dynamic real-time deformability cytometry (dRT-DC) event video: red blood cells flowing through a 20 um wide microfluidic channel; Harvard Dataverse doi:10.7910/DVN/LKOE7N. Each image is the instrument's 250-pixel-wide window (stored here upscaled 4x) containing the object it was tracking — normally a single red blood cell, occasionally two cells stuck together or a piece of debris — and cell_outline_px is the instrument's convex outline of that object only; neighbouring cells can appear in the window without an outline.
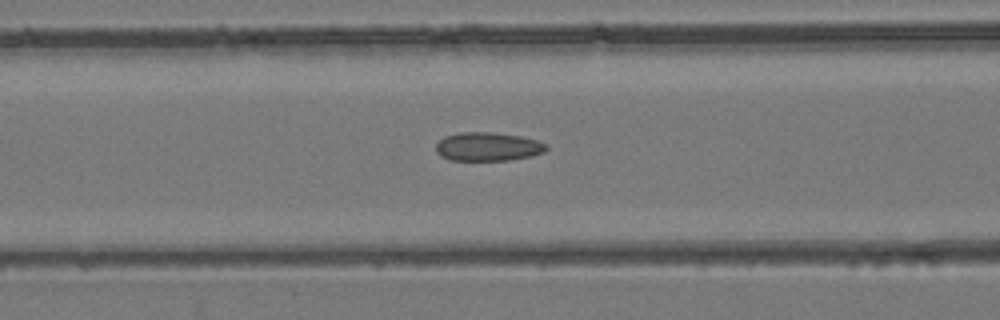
{"species": "common noctule bat (a hibernating species)", "species_latin": "Nyctalus noctula", "temperature_condition": "room temperature", "stored_images_in_passage": 41, "camera_frame_rate_fps": 3000, "um_per_image_px": 0.085, "animal": {"sex": "female", "body_mass_g": 24.6, "forearm_length_mm": 56.2}, "frame": {"image": 1, "passage_image": 15, "time_ms": 4.667, "image_size_px": [1000, 320], "cell_outline_px": [[548, 148], [544, 152], [532, 156], [512, 160], [448, 160], [440, 156], [436, 152], [436, 144], [444, 136], [460, 132], [488, 132], [520, 136], [536, 140], [548, 144]], "centroid_in_image_um": [41.46, 12.47], "position_along_channel_um": 125.1, "area_um2": 18.55}}
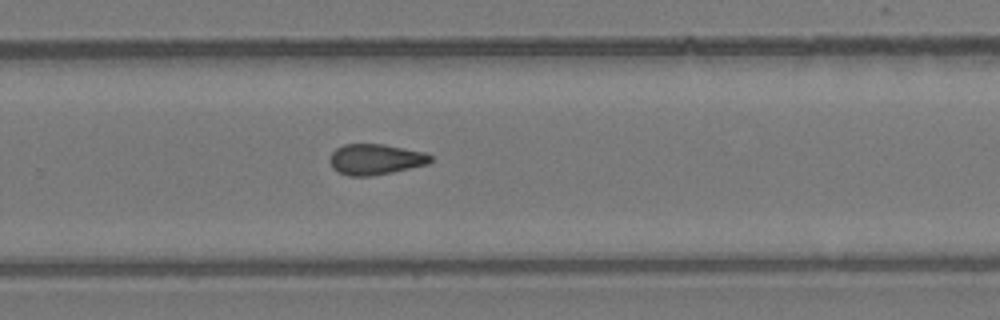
{"frame": {"image": 2, "passage_image": 26, "time_ms": 8.333, "image_size_px": [1000, 320], "cell_outline_px": [[432, 160], [428, 164], [392, 172], [372, 176], [348, 176], [332, 168], [328, 160], [332, 152], [336, 148], [344, 144], [384, 144], [424, 152], [432, 156]], "centroid_in_image_um": [31.89, 13.54], "position_along_channel_um": 297.9, "area_um2": 18.09}}
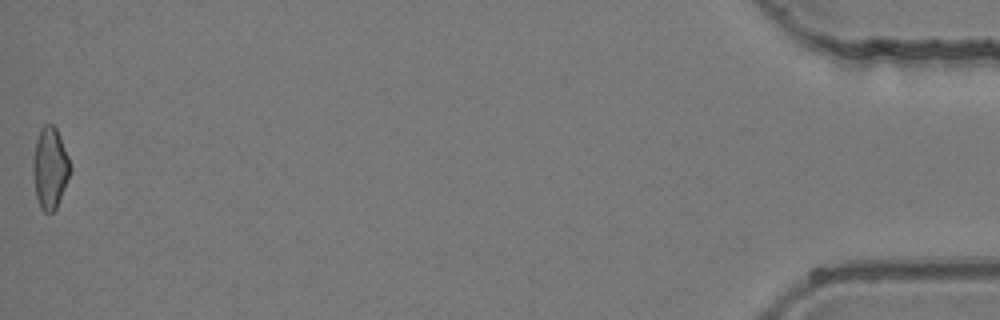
{"frame": {"image": 3, "passage_image": 41, "time_ms": 13.333, "image_size_px": [1000, 320], "cell_outline_px": [[72, 168], [56, 208], [52, 212], [44, 212], [40, 208], [36, 196], [32, 176], [32, 160], [36, 140], [40, 128], [44, 124], [52, 124], [56, 128], [60, 136], [68, 156]], "centroid_in_image_um": [4.23, 14.26], "position_along_channel_um": 431.0, "area_um2": 17.74}}